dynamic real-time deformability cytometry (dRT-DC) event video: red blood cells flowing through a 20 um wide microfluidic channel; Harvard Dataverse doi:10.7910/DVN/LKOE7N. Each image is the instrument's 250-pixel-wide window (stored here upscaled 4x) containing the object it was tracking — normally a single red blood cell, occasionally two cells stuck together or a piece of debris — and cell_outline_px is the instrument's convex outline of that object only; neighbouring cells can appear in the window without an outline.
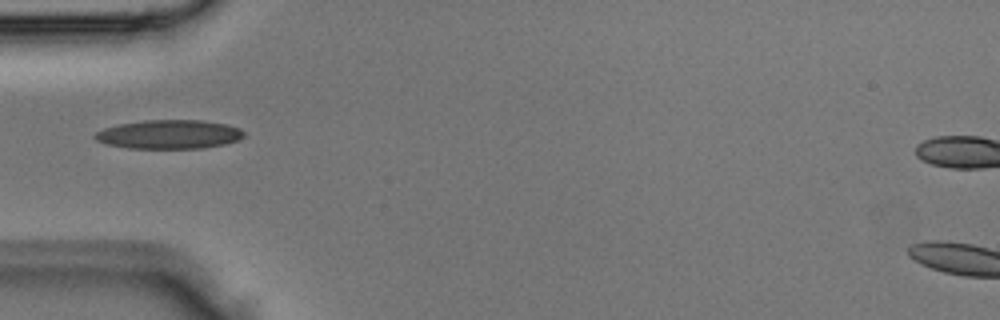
{"species": "Egyptian fruit bat (a non-hibernating species)", "species_latin": "Rousettus aegyptiacus", "temperature_condition": "room temperature", "stored_images_in_passage": 1, "camera_frame_rate_fps": 3000, "um_per_image_px": 0.085, "animal": {"sex": "male"}, "frame": {"image": 1, "passage_image": 1, "time_ms": 0.0, "image_size_px": [1000, 320], "cell_outline_px": [[244, 136], [236, 140], [224, 144], [204, 148], [128, 148], [104, 144], [96, 140], [92, 136], [96, 132], [104, 128], [116, 124], [144, 120], [204, 120], [228, 124], [240, 128], [244, 132]], "centroid_in_image_um": [14.34, 11.41], "position_along_channel_um": 70.7, "area_um2": 25.32}}